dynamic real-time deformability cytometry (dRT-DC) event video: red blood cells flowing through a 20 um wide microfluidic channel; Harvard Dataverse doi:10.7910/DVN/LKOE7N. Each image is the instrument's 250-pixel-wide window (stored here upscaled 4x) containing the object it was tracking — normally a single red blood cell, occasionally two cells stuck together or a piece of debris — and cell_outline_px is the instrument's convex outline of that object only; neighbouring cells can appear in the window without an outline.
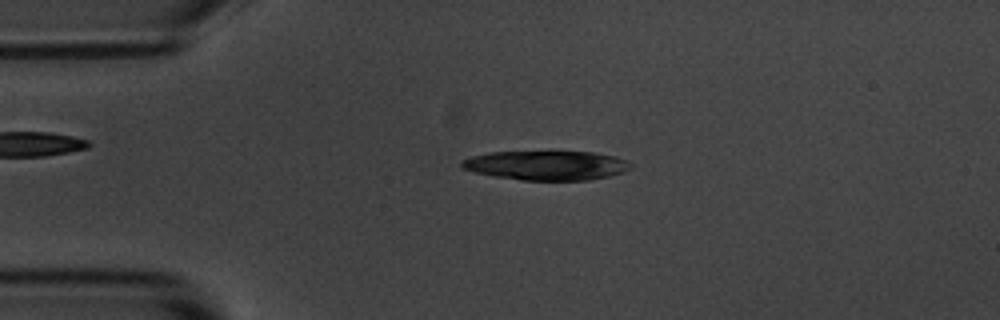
{"species": "common noctule bat (a hibernating species)", "species_latin": "Nyctalus noctula", "temperature_condition": "room temperature", "stored_images_in_passage": 55, "camera_frame_rate_fps": 3000, "um_per_image_px": 0.085, "animal": {"sex": "male", "body_mass_g": 20.1, "forearm_length_mm": 53.5}, "frame": {"image": 1, "passage_image": 12, "time_ms": 3.667, "image_size_px": [1000, 320], "cell_outline_px": [[632, 168], [624, 172], [608, 176], [588, 180], [520, 180], [496, 176], [476, 172], [460, 168], [460, 160], [472, 156], [488, 152], [592, 152], [616, 156], [628, 160], [632, 164]], "centroid_in_image_um": [46.46, 14.05], "position_along_channel_um": 38.5, "area_um2": 28.96}}